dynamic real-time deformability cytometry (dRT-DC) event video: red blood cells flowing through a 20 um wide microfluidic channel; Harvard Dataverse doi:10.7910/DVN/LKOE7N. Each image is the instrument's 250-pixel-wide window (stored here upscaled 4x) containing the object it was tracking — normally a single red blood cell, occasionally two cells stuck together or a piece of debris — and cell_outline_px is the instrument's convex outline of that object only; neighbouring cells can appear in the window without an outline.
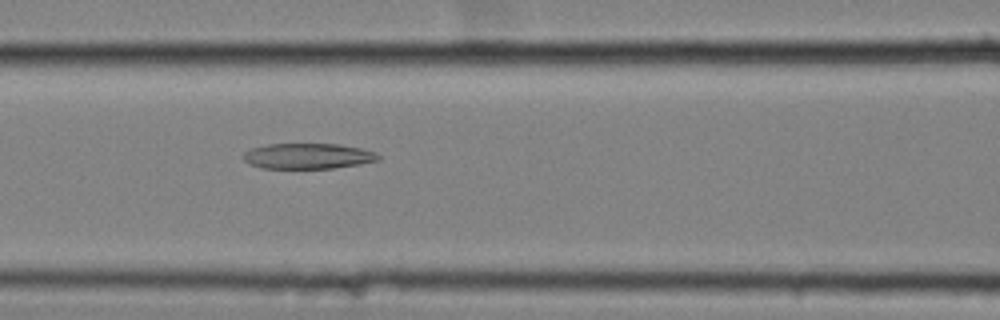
{"species": "common noctule bat (a hibernating species)", "species_latin": "Nyctalus noctula", "temperature_condition": "cold", "stored_images_in_passage": 41, "camera_frame_rate_fps": 3000, "um_per_image_px": 0.085, "animal": {"sex": "female", "body_mass_g": 25.1}, "frame": {"image": 1, "passage_image": 9, "time_ms": 2.667, "image_size_px": [1000, 320], "cell_outline_px": [[380, 160], [360, 164], [332, 168], [260, 168], [248, 164], [244, 160], [244, 152], [252, 148], [268, 144], [340, 144], [360, 148], [376, 152], [380, 156]], "centroid_in_image_um": [26.18, 13.27], "position_along_channel_um": 140.4, "area_um2": 20.11}}
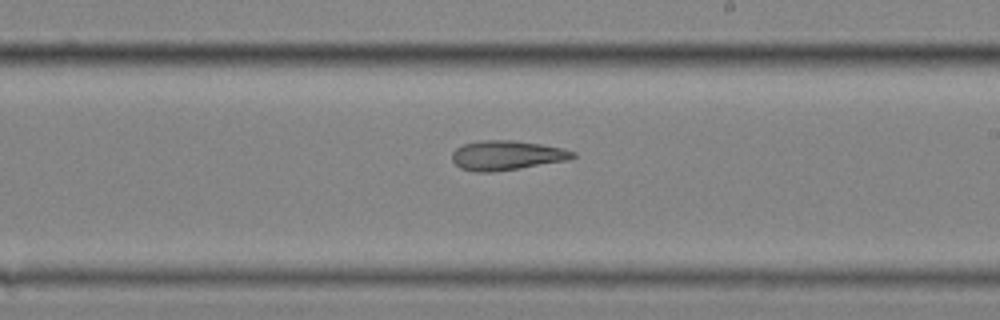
{"frame": {"image": 2, "passage_image": 18, "time_ms": 5.667, "image_size_px": [1000, 320], "cell_outline_px": [[576, 156], [568, 160], [520, 168], [492, 172], [476, 172], [460, 168], [452, 160], [452, 152], [456, 148], [464, 144], [480, 140], [512, 140], [540, 144], [564, 148], [576, 152]], "centroid_in_image_um": [43.07, 13.2], "position_along_channel_um": 245.9, "area_um2": 20.81}}
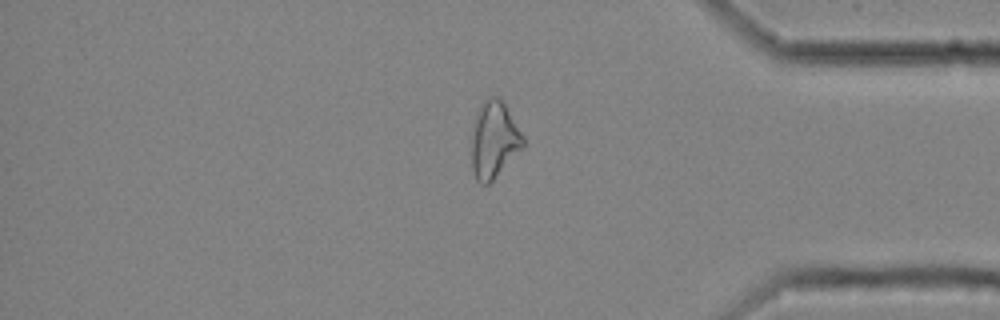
{"frame": {"image": 3, "passage_image": 32, "time_ms": 10.333, "image_size_px": [1000, 320], "cell_outline_px": [[524, 144], [492, 180], [488, 184], [480, 184], [476, 180], [472, 168], [472, 132], [476, 112], [484, 100], [492, 96], [496, 96], [504, 104], [524, 136]], "centroid_in_image_um": [41.96, 11.87], "position_along_channel_um": 393.2, "area_um2": 22.43}}